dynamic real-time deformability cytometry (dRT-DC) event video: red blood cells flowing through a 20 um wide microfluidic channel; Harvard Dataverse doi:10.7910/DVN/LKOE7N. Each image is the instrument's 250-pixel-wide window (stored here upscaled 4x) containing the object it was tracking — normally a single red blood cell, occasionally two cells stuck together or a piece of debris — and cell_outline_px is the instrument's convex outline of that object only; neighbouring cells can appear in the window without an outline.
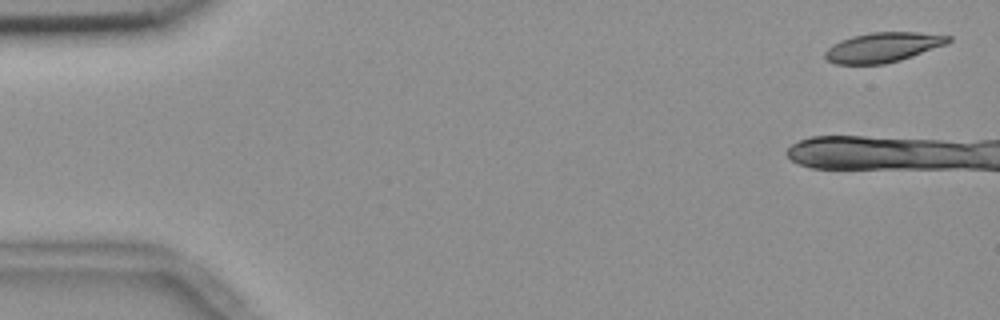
{"species": "common noctule bat (a hibernating species)", "species_latin": "Nyctalus noctula", "temperature_condition": "room temperature", "stored_images_in_passage": 5, "camera_frame_rate_fps": 3000, "um_per_image_px": 0.085, "animal": {"sex": "female", "body_mass_g": 18.4}, "frame": {"image": 1, "passage_image": 1, "time_ms": 0.0, "image_size_px": [1000, 320], "cell_outline_px": [[952, 40], [948, 44], [900, 60], [884, 64], [836, 64], [828, 60], [824, 56], [824, 52], [832, 44], [840, 40], [852, 36], [872, 32], [916, 32], [952, 36]], "centroid_in_image_um": [75.06, 4.02], "position_along_channel_um": 9.9, "area_um2": 21.44}}